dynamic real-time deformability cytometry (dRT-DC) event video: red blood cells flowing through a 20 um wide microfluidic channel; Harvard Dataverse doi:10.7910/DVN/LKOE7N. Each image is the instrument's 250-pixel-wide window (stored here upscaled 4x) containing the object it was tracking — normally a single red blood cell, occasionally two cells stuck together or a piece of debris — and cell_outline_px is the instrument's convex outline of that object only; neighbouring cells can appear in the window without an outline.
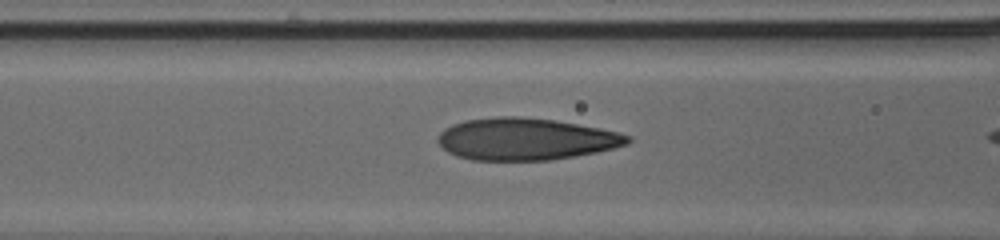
{"species": "human", "species_latin": "Homo sapiens", "temperature_condition": "cold", "stored_images_in_passage": 19, "camera_frame_rate_fps": 3000, "um_per_image_px": 0.085, "donor": {"sex": "male"}, "frame": {"image": 1, "passage_image": 14, "time_ms": 4.333, "image_size_px": [1000, 240], "cell_outline_px": [[632, 140], [628, 144], [596, 152], [576, 156], [552, 160], [472, 160], [456, 156], [448, 152], [436, 140], [440, 132], [444, 128], [452, 124], [464, 120], [496, 116], [520, 116], [552, 120], [600, 128], [620, 132], [632, 136]], "centroid_in_image_um": [44.68, 11.82], "position_along_channel_um": 121.9, "area_um2": 46.64}}
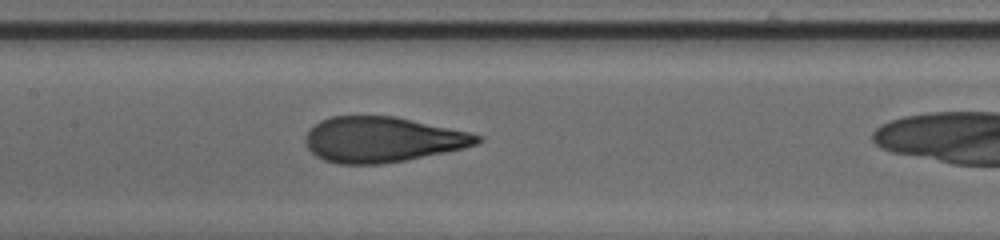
{"frame": {"image": 2, "passage_image": 18, "time_ms": 5.667, "image_size_px": [1000, 240], "cell_outline_px": [[484, 140], [476, 144], [464, 148], [404, 160], [380, 164], [336, 164], [324, 160], [316, 156], [308, 148], [304, 140], [304, 136], [308, 128], [320, 120], [332, 116], [396, 116], [468, 132], [484, 136]], "centroid_in_image_um": [32.46, 11.85], "position_along_channel_um": 174.9, "area_um2": 45.55}}